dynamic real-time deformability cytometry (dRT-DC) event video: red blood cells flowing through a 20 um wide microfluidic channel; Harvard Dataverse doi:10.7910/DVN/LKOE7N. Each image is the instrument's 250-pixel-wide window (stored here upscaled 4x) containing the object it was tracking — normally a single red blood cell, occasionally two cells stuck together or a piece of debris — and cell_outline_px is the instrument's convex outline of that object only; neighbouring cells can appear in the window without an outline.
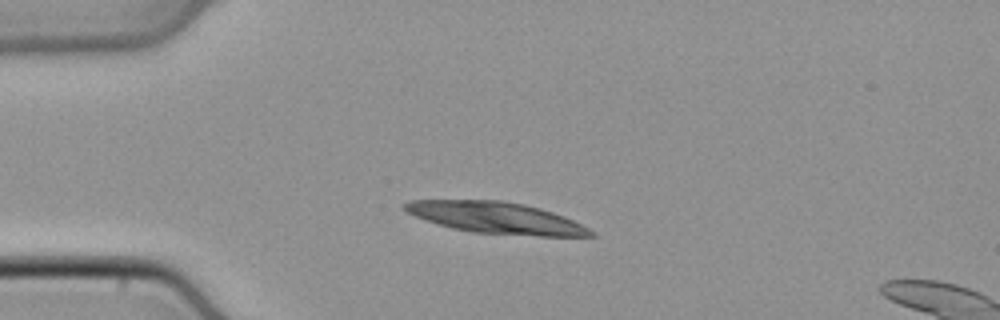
{"species": "common noctule bat (a hibernating species)", "species_latin": "Nyctalus noctula", "temperature_condition": "cold", "stored_images_in_passage": 7, "segment_of_instrument_passage": [2, 2], "camera_frame_rate_fps": 3000, "um_per_image_px": 0.085, "animal": {"sex": "male", "body_mass_g": 21.5, "forearm_length_mm": 52.0}, "frame": {"image": 1, "passage_image": 7, "time_ms": 2.0, "image_size_px": [1000, 320], "cell_outline_px": [[132, 216], [108, 228], [28, 224], [20, 220], [16, 216], [28, 212], [124, 212]], "centroid_in_image_um": [6.35, 18.6], "position_along_channel_um": 78.7, "area_um2": 10.29}}